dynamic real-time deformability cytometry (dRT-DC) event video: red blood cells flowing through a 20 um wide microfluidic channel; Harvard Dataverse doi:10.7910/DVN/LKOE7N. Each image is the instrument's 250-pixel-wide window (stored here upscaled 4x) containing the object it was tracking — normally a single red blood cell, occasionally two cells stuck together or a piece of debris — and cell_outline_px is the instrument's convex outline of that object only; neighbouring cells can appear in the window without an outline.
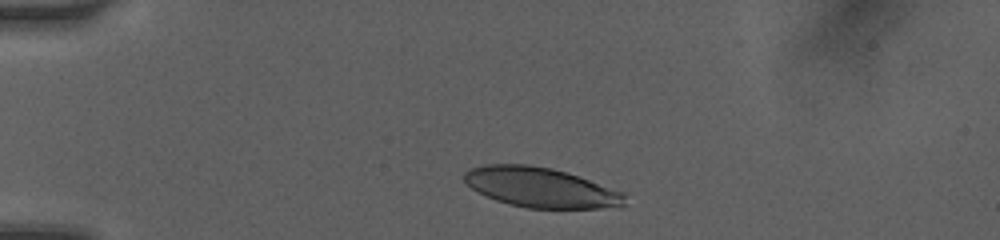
{"species": "human", "species_latin": "Homo sapiens", "temperature_condition": "room temperature", "stored_images_in_passage": 5, "camera_frame_rate_fps": 3000, "um_per_image_px": 0.085, "donor": {"sex": "female"}, "frame": {"image": 1, "passage_image": 2, "time_ms": 1.0, "image_size_px": [1000, 240], "cell_outline_px": [[624, 204], [620, 208], [528, 208], [508, 204], [496, 200], [472, 188], [464, 180], [464, 172], [472, 168], [484, 164], [528, 164], [552, 168], [624, 192]], "centroid_in_image_um": [45.96, 15.94], "position_along_channel_um": 39.0, "area_um2": 36.99}}
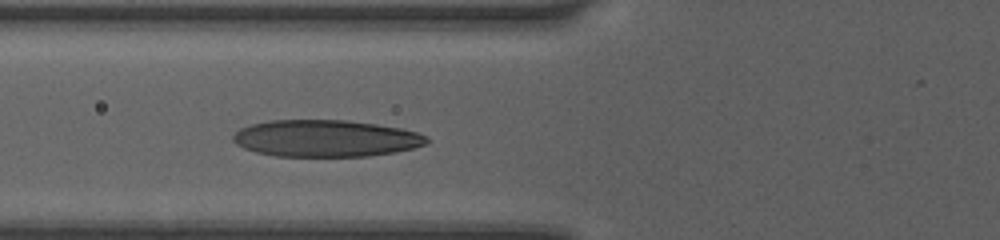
{"frame": {"image": 2, "passage_image": 5, "time_ms": 3.667, "image_size_px": [1000, 240], "cell_outline_px": [[428, 144], [396, 152], [368, 156], [276, 156], [256, 152], [244, 148], [236, 144], [232, 140], [232, 136], [240, 128], [252, 124], [268, 120], [348, 120], [404, 128], [428, 136]], "centroid_in_image_um": [27.7, 11.76], "position_along_channel_um": 98.1, "area_um2": 41.79}}